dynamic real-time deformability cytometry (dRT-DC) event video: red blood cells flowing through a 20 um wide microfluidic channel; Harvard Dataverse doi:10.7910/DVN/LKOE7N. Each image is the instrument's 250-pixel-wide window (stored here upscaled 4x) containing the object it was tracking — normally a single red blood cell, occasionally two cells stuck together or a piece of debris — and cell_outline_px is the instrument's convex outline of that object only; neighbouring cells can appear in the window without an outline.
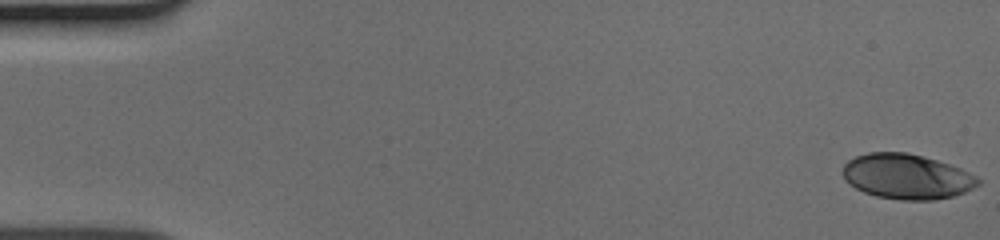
{"species": "human", "species_latin": "Homo sapiens", "temperature_condition": "cold", "stored_images_in_passage": 51, "camera_frame_rate_fps": 3000, "um_per_image_px": 0.085, "donor": {"sex": "male"}, "frame": {"image": 1, "passage_image": 1, "time_ms": 0.0, "image_size_px": [1000, 240], "cell_outline_px": [[980, 184], [964, 192], [952, 196], [936, 200], [900, 200], [876, 196], [864, 192], [848, 184], [844, 180], [844, 164], [848, 160], [856, 156], [868, 152], [908, 152], [924, 156], [960, 168], [976, 176], [980, 180]], "centroid_in_image_um": [77.06, 15.0], "position_along_channel_um": 7.9, "area_um2": 35.55}}
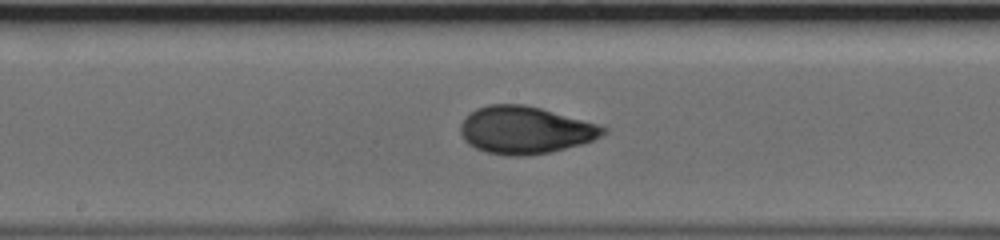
{"frame": {"image": 2, "passage_image": 27, "time_ms": 8.667, "image_size_px": [1000, 240], "cell_outline_px": [[608, 132], [592, 140], [580, 144], [548, 152], [528, 156], [508, 156], [484, 152], [468, 144], [464, 140], [460, 132], [460, 124], [476, 108], [488, 104], [524, 104], [540, 108], [596, 124], [608, 128]], "centroid_in_image_um": [44.6, 11.06], "position_along_channel_um": 203.6, "area_um2": 39.13}}
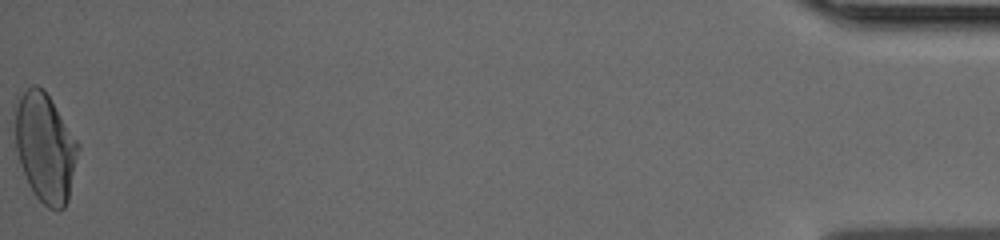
{"frame": {"image": 3, "passage_image": 51, "time_ms": 16.667, "image_size_px": [1000, 240], "cell_outline_px": [[80, 148], [68, 200], [64, 208], [48, 208], [32, 192], [16, 168], [12, 108], [12, 104], [32, 84], [36, 84], [44, 88], [80, 144]], "centroid_in_image_um": [3.75, 12.51], "position_along_channel_um": 431.4, "area_um2": 41.79}}